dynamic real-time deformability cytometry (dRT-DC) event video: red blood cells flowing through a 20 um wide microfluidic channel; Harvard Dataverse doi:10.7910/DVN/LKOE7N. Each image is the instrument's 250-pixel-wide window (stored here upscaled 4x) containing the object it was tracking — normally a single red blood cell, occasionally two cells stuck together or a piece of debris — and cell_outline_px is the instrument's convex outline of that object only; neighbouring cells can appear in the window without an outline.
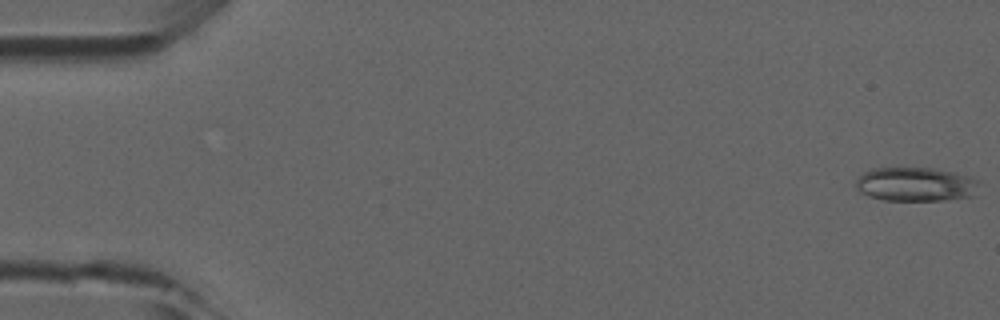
{"species": "common noctule bat (a hibernating species)", "species_latin": "Nyctalus noctula", "temperature_condition": "room temperature", "stored_images_in_passage": 49, "camera_frame_rate_fps": 3000, "um_per_image_px": 0.085, "animal": {"sex": "male", "forearm_length_mm": 52.5}, "frame": {"image": 1, "passage_image": 1, "time_ms": 0.0, "image_size_px": [1000, 320], "cell_outline_px": [[980, 180], [972, 196], [944, 200], [884, 200], [868, 196], [860, 192], [856, 188], [856, 180], [864, 172], [872, 168], [932, 168], [952, 172], [968, 176]], "centroid_in_image_um": [77.8, 15.66], "position_along_channel_um": 7.2, "area_um2": 24.28}}
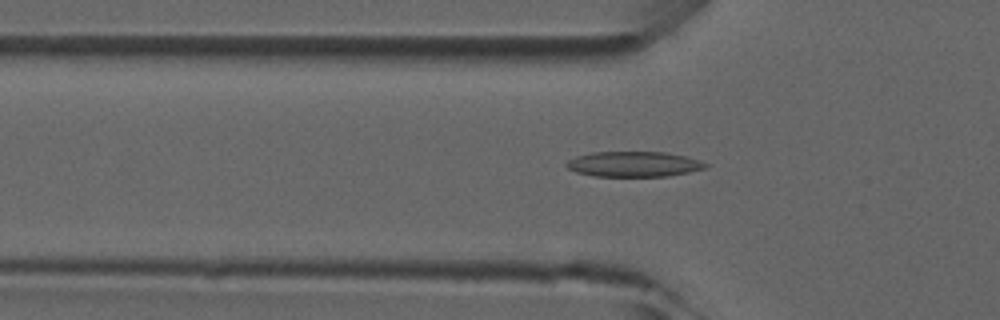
{"frame": {"image": 2, "passage_image": 16, "time_ms": 5.0, "image_size_px": [1000, 320], "cell_outline_px": [[708, 168], [668, 176], [592, 176], [576, 172], [568, 168], [564, 164], [568, 160], [576, 156], [592, 152], [664, 152], [684, 156], [700, 160], [708, 164]], "centroid_in_image_um": [53.86, 13.95], "position_along_channel_um": 71.9, "area_um2": 20.52}}
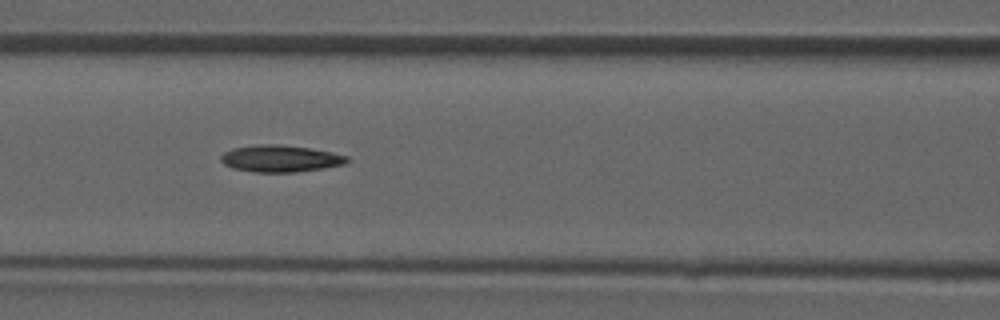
{"frame": {"image": 3, "passage_image": 21, "time_ms": 6.667, "image_size_px": [1000, 320], "cell_outline_px": [[352, 160], [344, 164], [324, 168], [296, 172], [252, 172], [232, 168], [224, 164], [220, 160], [220, 156], [224, 152], [236, 148], [260, 144], [272, 144], [312, 148], [332, 152], [348, 156]], "centroid_in_image_um": [23.86, 13.49], "position_along_channel_um": 142.7, "area_um2": 19.77}}